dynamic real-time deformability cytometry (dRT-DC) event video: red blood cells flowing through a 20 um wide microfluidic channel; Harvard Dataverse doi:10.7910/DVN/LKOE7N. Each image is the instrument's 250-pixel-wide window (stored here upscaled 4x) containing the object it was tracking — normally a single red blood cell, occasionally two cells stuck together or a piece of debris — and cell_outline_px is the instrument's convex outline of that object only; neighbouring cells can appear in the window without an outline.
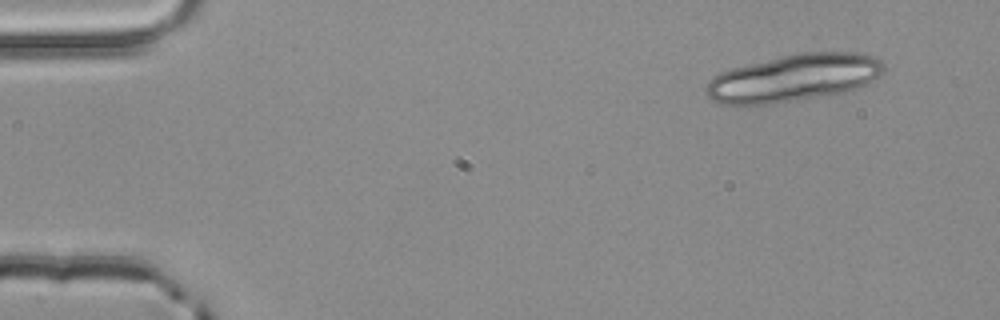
{"species": "common noctule bat (a hibernating species)", "species_latin": "Nyctalus noctula", "temperature_condition": "room temperature", "stored_images_in_passage": 3, "camera_frame_rate_fps": 3000, "um_per_image_px": 0.085, "animal": {"sex": "male", "body_mass_g": 20.4}, "frame": {"image": 1, "passage_image": 1, "time_ms": 0.0, "image_size_px": [1000, 320], "cell_outline_px": [[884, 72], [872, 80], [856, 88], [840, 92], [748, 108], [720, 104], [712, 100], [704, 92], [704, 88], [708, 80], [712, 76], [720, 72], [732, 68], [748, 64], [800, 52], [864, 52], [876, 56], [884, 64]], "centroid_in_image_um": [67.39, 6.64], "position_along_channel_um": 17.6, "area_um2": 49.42}}